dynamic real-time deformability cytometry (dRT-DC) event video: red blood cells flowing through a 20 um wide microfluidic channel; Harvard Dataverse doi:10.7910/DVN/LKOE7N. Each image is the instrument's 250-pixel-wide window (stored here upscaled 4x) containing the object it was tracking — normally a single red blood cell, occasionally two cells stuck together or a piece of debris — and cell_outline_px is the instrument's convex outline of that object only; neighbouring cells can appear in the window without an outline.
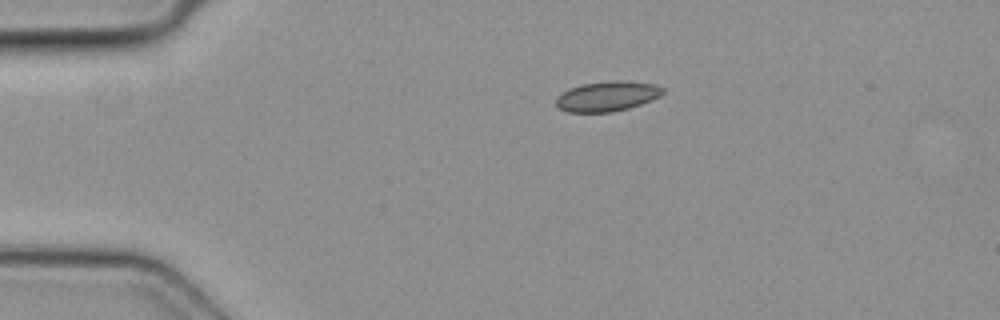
{"species": "common noctule bat (a hibernating species)", "species_latin": "Nyctalus noctula", "temperature_condition": "cold", "stored_images_in_passage": 2, "camera_frame_rate_fps": 3000, "um_per_image_px": 0.085, "animal": {"sex": "female", "body_mass_g": 19.3, "forearm_length_mm": 54.1}, "frame": {"image": 1, "passage_image": 1, "time_ms": 0.0, "image_size_px": [1000, 320], "cell_outline_px": [[664, 92], [660, 96], [652, 100], [628, 108], [612, 112], [568, 112], [556, 108], [556, 96], [568, 88], [580, 84], [608, 80], [620, 80], [656, 84], [664, 88]], "centroid_in_image_um": [51.58, 8.17], "position_along_channel_um": 33.4, "area_um2": 19.02}}